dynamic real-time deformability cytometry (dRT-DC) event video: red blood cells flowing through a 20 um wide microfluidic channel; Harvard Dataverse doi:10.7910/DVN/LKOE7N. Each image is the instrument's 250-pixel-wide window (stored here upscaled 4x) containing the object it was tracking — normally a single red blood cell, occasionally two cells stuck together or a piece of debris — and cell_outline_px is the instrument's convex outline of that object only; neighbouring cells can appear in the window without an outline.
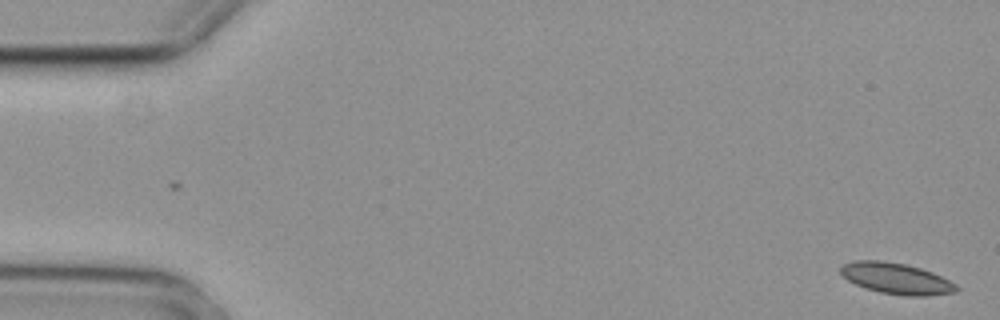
{"species": "common noctule bat (a hibernating species)", "species_latin": "Nyctalus noctula", "temperature_condition": "cold", "stored_images_in_passage": 4, "camera_frame_rate_fps": 3000, "um_per_image_px": 0.085, "animal": {"sex": "female", "body_mass_g": 29.2, "forearm_length_mm": 56.3}, "frame": {"image": 1, "passage_image": 4, "time_ms": 1.0, "image_size_px": [1000, 320], "cell_outline_px": [[960, 288], [956, 292], [928, 296], [904, 296], [880, 292], [856, 284], [848, 280], [840, 272], [840, 264], [852, 260], [880, 260], [904, 264], [920, 268], [932, 272], [956, 284]], "centroid_in_image_um": [76.18, 23.67], "position_along_channel_um": 8.8, "area_um2": 20.98}}